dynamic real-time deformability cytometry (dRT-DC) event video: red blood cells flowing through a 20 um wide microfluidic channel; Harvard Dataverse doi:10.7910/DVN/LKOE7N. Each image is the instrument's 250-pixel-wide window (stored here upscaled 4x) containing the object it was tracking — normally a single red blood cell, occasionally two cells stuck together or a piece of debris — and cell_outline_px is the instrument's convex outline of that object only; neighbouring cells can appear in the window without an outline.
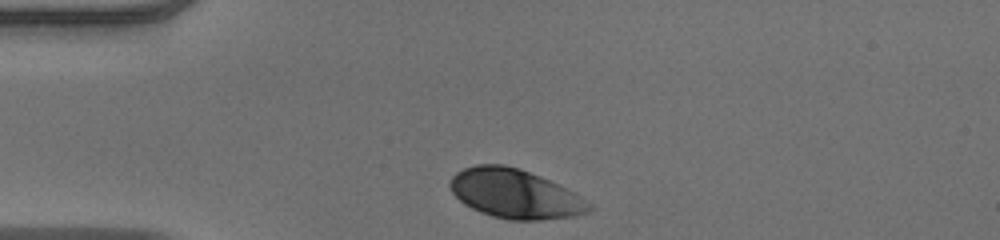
{"species": "human", "species_latin": "Homo sapiens", "temperature_condition": "warm", "stored_images_in_passage": 31, "camera_frame_rate_fps": 3000, "um_per_image_px": 0.085, "donor": {"sex": "male"}, "frame": {"image": 1, "passage_image": 1, "time_ms": 0.0, "image_size_px": [1000, 240], "cell_outline_px": [[592, 208], [588, 212], [576, 216], [540, 220], [508, 220], [492, 216], [480, 212], [464, 204], [452, 192], [448, 184], [452, 176], [456, 172], [464, 168], [476, 164], [504, 164], [520, 168], [540, 176], [576, 192], [588, 200], [592, 204]], "centroid_in_image_um": [43.8, 16.47], "position_along_channel_um": 41.2, "area_um2": 40.23}}
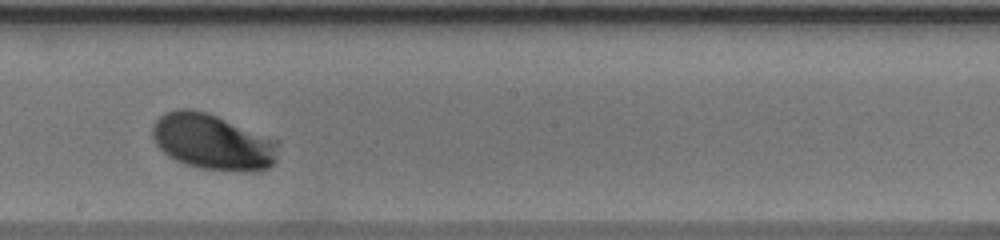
{"frame": {"image": 2, "passage_image": 18, "time_ms": 5.667, "image_size_px": [1000, 240], "cell_outline_px": [[280, 144], [276, 160], [268, 168], [200, 168], [184, 164], [168, 156], [152, 140], [152, 124], [164, 112], [176, 108], [192, 108], [208, 112], [280, 140]], "centroid_in_image_um": [18.04, 11.98], "position_along_channel_um": 230.2, "area_um2": 40.69}}
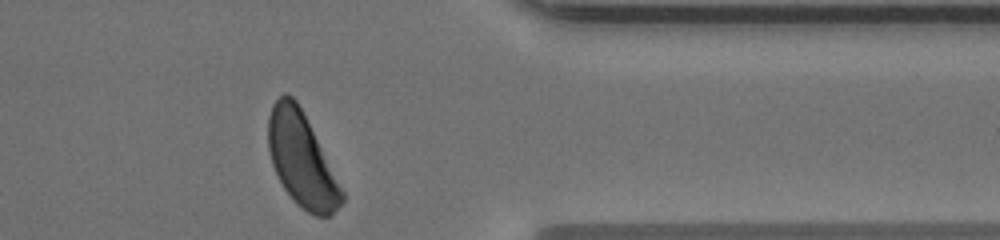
{"frame": {"image": 3, "passage_image": 31, "time_ms": 10.0, "image_size_px": [1000, 240], "cell_outline_px": [[344, 200], [332, 216], [316, 216], [308, 212], [296, 204], [284, 188], [272, 164], [268, 148], [268, 116], [272, 104], [284, 92], [288, 92], [296, 100], [344, 192]], "centroid_in_image_um": [25.62, 13.58], "position_along_channel_um": 385.8, "area_um2": 39.65}, "authors_computed_cell_mechanics": {"area_um2": 40.171, "velocity_mm_per_s": 3.8826, "shape_relaxation_time_tau1_ms": 1.4818, "shape_relaxation_time_tau2_ms": null, "deformation_change_tau1": 0.1256, "deformation_change_tau2": null}}